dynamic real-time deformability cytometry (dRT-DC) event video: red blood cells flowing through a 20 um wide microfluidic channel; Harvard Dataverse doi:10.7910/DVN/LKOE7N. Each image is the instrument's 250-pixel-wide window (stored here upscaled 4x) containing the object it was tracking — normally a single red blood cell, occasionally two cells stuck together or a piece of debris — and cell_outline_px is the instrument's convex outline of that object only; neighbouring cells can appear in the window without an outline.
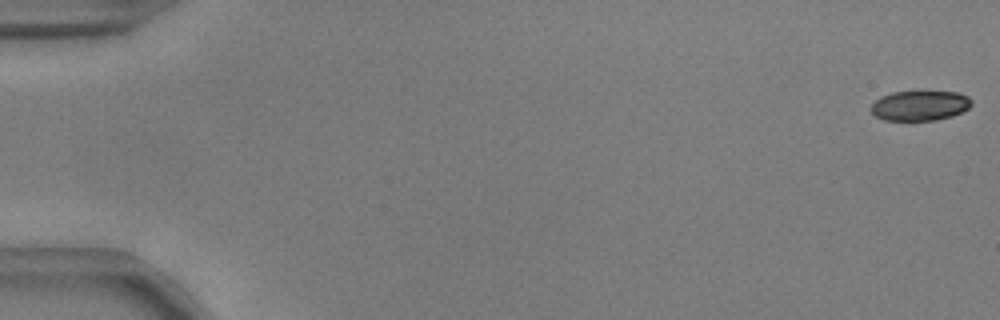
{"species": "common noctule bat (a hibernating species)", "species_latin": "Nyctalus noctula", "temperature_condition": "warm", "stored_images_in_passage": 14, "camera_frame_rate_fps": 3000, "um_per_image_px": 0.085, "animal": {"sex": "male", "body_mass_g": 17.9, "forearm_length_mm": 54.2}, "frame": {"image": 1, "passage_image": 1, "time_ms": 0.0, "image_size_px": [1000, 320], "cell_outline_px": [[972, 104], [968, 108], [952, 116], [936, 120], [884, 120], [876, 116], [868, 108], [880, 96], [892, 92], [956, 92], [968, 96], [972, 100]], "centroid_in_image_um": [78.17, 8.98], "position_along_channel_um": 6.8, "area_um2": 17.51}}
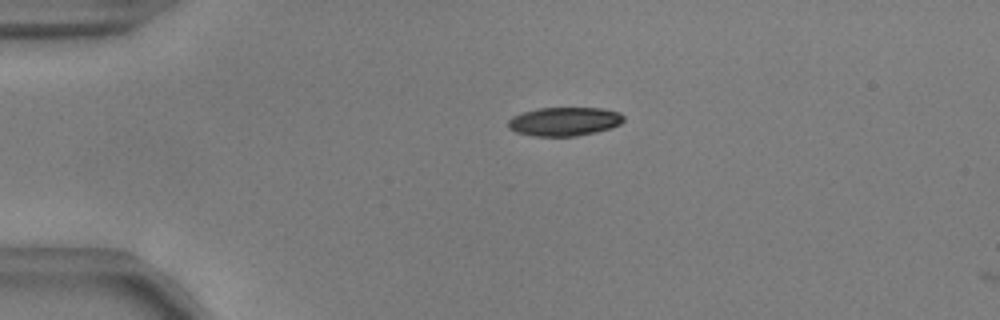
{"frame": {"image": 2, "passage_image": 13, "time_ms": 4.0, "image_size_px": [1000, 320], "cell_outline_px": [[624, 120], [620, 124], [612, 128], [596, 132], [576, 136], [532, 136], [516, 132], [508, 128], [508, 120], [512, 116], [524, 112], [540, 108], [600, 108], [620, 112], [624, 116]], "centroid_in_image_um": [47.98, 10.33], "position_along_channel_um": 37.0, "area_um2": 19.42}}